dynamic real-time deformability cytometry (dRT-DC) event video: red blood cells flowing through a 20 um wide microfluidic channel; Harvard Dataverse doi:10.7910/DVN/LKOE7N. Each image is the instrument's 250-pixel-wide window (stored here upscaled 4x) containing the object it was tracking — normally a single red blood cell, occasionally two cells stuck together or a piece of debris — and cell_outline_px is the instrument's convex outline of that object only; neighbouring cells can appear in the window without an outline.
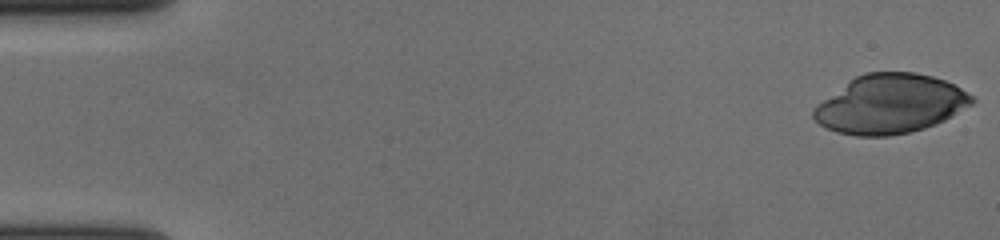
{"species": "human", "species_latin": "Homo sapiens", "temperature_condition": "cold", "stored_images_in_passage": 57, "camera_frame_rate_fps": 3000, "um_per_image_px": 0.085, "donor": {"sex": "female"}, "frame": {"image": 1, "passage_image": 1, "time_ms": 0.0, "image_size_px": [1000, 240], "cell_outline_px": [[976, 100], [972, 104], [952, 116], [936, 124], [924, 128], [908, 132], [888, 136], [856, 136], [836, 132], [820, 124], [812, 116], [812, 108], [816, 104], [848, 80], [864, 72], [916, 72], [932, 76], [944, 80], [968, 92]], "centroid_in_image_um": [75.64, 8.83], "position_along_channel_um": 9.4, "area_um2": 54.62}}
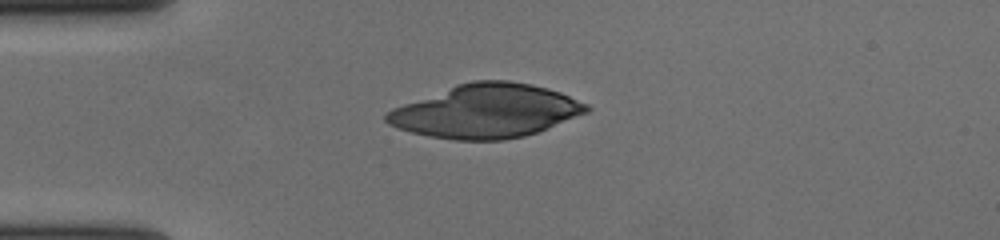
{"frame": {"image": 2, "passage_image": 15, "time_ms": 4.667, "image_size_px": [1000, 240], "cell_outline_px": [[592, 108], [588, 112], [536, 132], [524, 136], [504, 140], [456, 140], [428, 136], [396, 128], [388, 124], [384, 120], [384, 116], [392, 108], [456, 84], [472, 80], [508, 80], [532, 84], [548, 88], [560, 92], [588, 104]], "centroid_in_image_um": [41.3, 9.44], "position_along_channel_um": 43.7, "area_um2": 62.37}}